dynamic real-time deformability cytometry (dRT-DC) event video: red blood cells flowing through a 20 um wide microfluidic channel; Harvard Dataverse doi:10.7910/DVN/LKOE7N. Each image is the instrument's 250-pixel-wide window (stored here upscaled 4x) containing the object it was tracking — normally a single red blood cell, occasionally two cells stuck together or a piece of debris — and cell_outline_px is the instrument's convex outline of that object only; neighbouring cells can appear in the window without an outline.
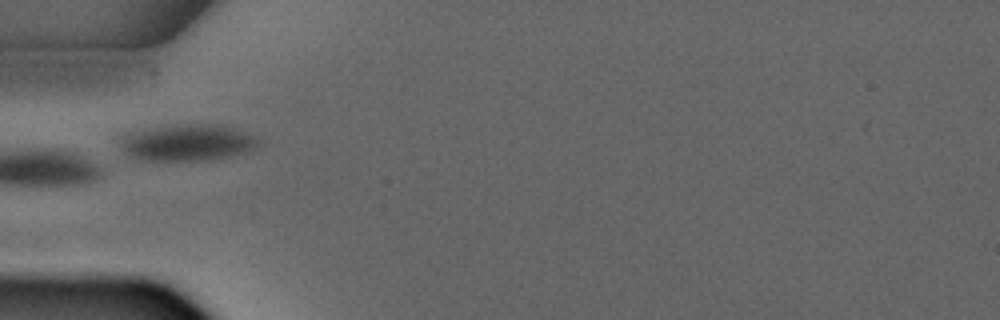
{"species": "common noctule bat (a hibernating species)", "species_latin": "Nyctalus noctula", "temperature_condition": "warm", "stored_images_in_passage": 4, "camera_frame_rate_fps": 3000, "um_per_image_px": 0.085, "animal": {"sex": "male", "forearm_length_mm": 52.5}, "frame": {"image": 1, "passage_image": 4, "time_ms": 3.667, "image_size_px": [1000, 320], "cell_outline_px": [[260, 144], [248, 152], [208, 160], [144, 160], [132, 156], [124, 148], [124, 136], [136, 132], [172, 124], [224, 124], [244, 132], [260, 140]], "centroid_in_image_um": [16.07, 12.11], "position_along_channel_um": 68.9, "area_um2": 28.67}}